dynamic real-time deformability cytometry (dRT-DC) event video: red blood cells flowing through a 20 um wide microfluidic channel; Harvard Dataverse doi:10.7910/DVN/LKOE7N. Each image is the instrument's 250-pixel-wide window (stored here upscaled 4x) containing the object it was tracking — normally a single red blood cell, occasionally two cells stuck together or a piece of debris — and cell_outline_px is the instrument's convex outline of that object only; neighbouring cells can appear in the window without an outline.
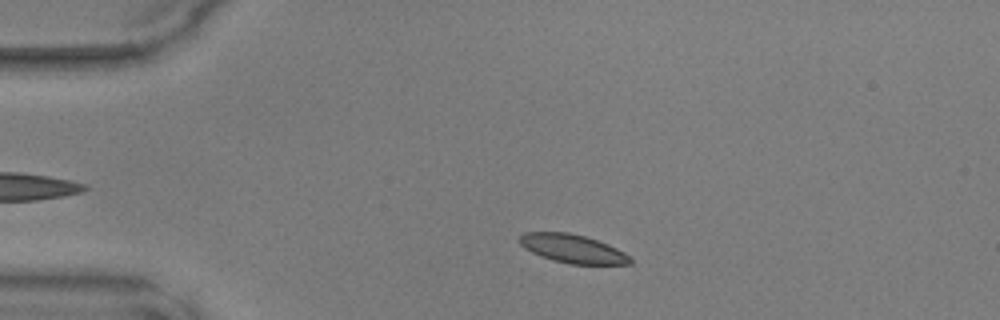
{"species": "common noctule bat (a hibernating species)", "species_latin": "Nyctalus noctula", "temperature_condition": "warm", "stored_images_in_passage": 43, "camera_frame_rate_fps": 3000, "um_per_image_px": 0.085, "animal": {"sex": "male", "body_mass_g": 17.9, "forearm_length_mm": 54.2}, "frame": {"image": 1, "passage_image": 5, "time_ms": 1.333, "image_size_px": [1000, 320], "cell_outline_px": [[632, 264], [568, 264], [552, 260], [540, 256], [524, 248], [520, 244], [520, 236], [524, 232], [568, 232], [584, 236], [608, 244], [632, 256]], "centroid_in_image_um": [48.69, 21.14], "position_along_channel_um": 36.3, "area_um2": 18.44}}
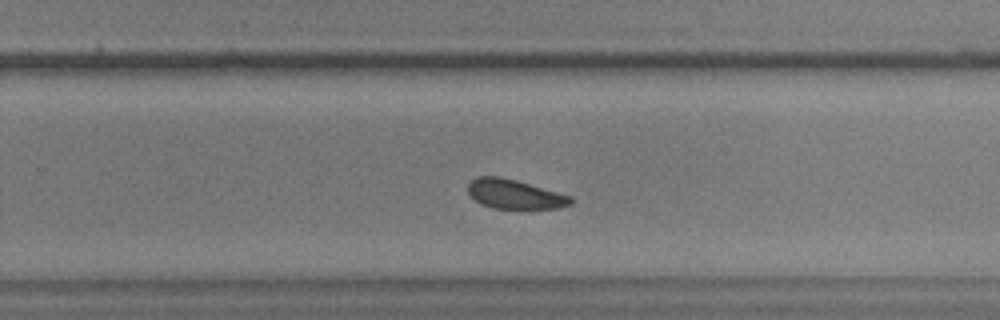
{"frame": {"image": 2, "passage_image": 26, "time_ms": 8.333, "image_size_px": [1000, 320], "cell_outline_px": [[572, 204], [556, 208], [532, 212], [492, 208], [480, 204], [468, 192], [468, 184], [476, 176], [500, 176], [516, 180], [572, 196]], "centroid_in_image_um": [43.78, 16.56], "position_along_channel_um": 286.0, "area_um2": 18.38}}
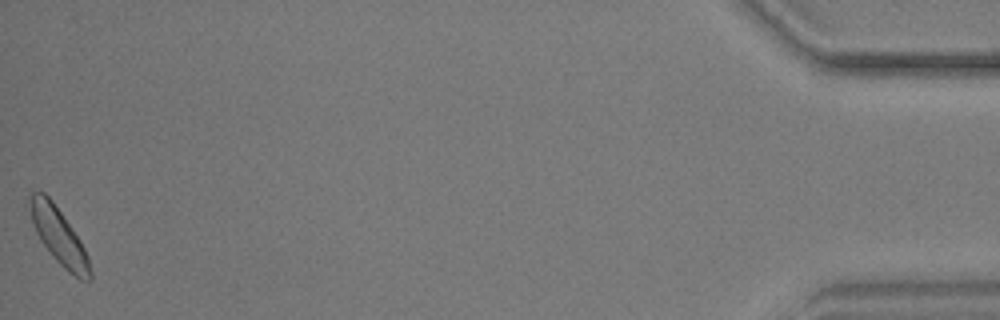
{"frame": {"image": 3, "passage_image": 43, "time_ms": 14.0, "image_size_px": [1000, 320], "cell_outline_px": [[92, 280], [80, 280], [68, 272], [52, 256], [40, 240], [36, 232], [32, 220], [28, 204], [28, 196], [32, 192], [44, 192], [52, 200], [80, 240], [88, 256], [92, 272]], "centroid_in_image_um": [5.0, 20.09], "position_along_channel_um": 430.2, "area_um2": 19.65}}